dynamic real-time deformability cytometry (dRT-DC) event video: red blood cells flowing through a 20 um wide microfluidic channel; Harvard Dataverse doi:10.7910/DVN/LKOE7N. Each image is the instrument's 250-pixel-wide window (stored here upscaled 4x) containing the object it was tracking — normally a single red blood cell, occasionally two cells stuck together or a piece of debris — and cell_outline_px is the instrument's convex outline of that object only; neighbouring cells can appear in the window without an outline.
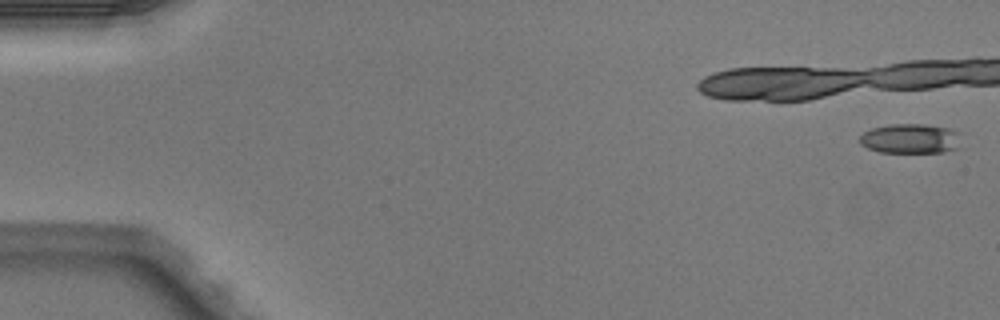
{"species": "Egyptian fruit bat (a non-hibernating species)", "species_latin": "Rousettus aegyptiacus", "temperature_condition": "warm", "stored_images_in_passage": 5, "camera_frame_rate_fps": 3000, "um_per_image_px": 0.085, "animal": {"sex": "male"}, "frame": {"image": 1, "passage_image": 1, "time_ms": 0.0, "image_size_px": [1000, 320], "cell_outline_px": [[956, 148], [944, 152], [880, 152], [868, 148], [860, 144], [860, 136], [864, 132], [872, 128], [892, 124], [924, 124], [948, 128], [956, 132]], "centroid_in_image_um": [77.3, 11.78], "position_along_channel_um": 7.7, "area_um2": 17.11}}